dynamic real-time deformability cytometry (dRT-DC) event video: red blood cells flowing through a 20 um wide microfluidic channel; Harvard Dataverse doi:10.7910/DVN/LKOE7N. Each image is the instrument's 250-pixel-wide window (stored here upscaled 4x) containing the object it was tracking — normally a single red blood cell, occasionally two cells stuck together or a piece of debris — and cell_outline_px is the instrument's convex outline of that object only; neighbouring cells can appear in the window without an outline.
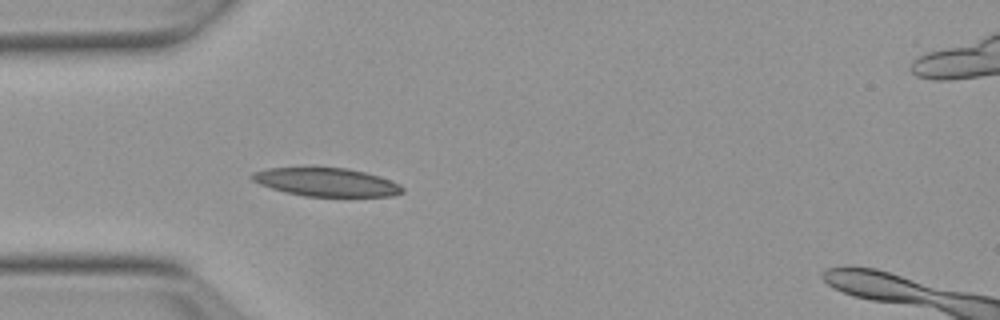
{"species": "Egyptian fruit bat (a non-hibernating species)", "species_latin": "Rousettus aegyptiacus", "temperature_condition": "warm", "stored_images_in_passage": 40, "segment_of_instrument_passage": [1, 2], "camera_frame_rate_fps": 3000, "um_per_image_px": 0.085, "animal": {"sex": "female"}, "frame": {"image": 1, "passage_image": 1, "time_ms": 0.0, "image_size_px": [1000, 320], "cell_outline_px": [[404, 192], [392, 196], [304, 196], [284, 192], [260, 184], [252, 180], [248, 176], [252, 172], [268, 168], [348, 168], [380, 176], [392, 180], [400, 184], [404, 188]], "centroid_in_image_um": [27.75, 15.48], "position_along_channel_um": 57.2, "area_um2": 24.85}}
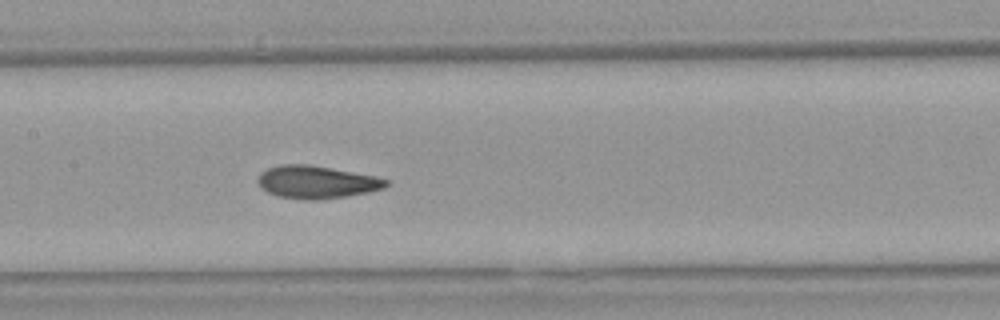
{"frame": {"image": 2, "passage_image": 11, "time_ms": 3.333, "image_size_px": [1000, 320], "cell_outline_px": [[388, 184], [384, 188], [368, 192], [344, 196], [316, 200], [304, 200], [280, 196], [268, 192], [260, 188], [256, 180], [260, 172], [268, 168], [280, 164], [308, 164], [372, 176], [388, 180]], "centroid_in_image_um": [26.83, 15.48], "position_along_channel_um": 180.6, "area_um2": 24.16}}
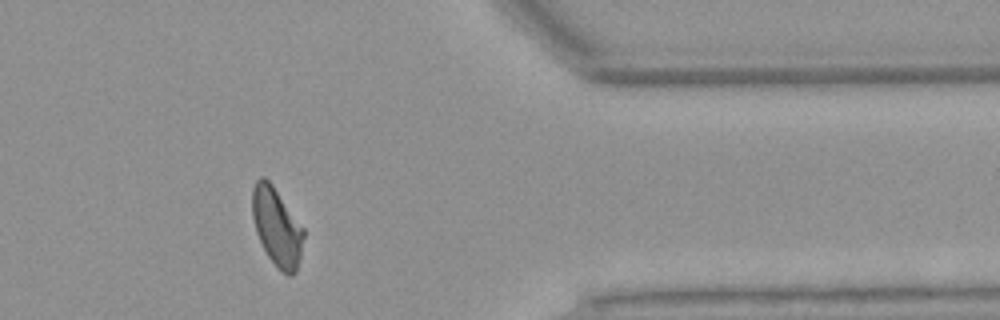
{"frame": {"image": 3, "passage_image": 29, "time_ms": 9.333, "image_size_px": [1000, 320], "cell_outline_px": [[304, 236], [300, 256], [296, 272], [292, 276], [288, 276], [268, 256], [256, 232], [252, 216], [252, 188], [256, 180], [260, 176], [264, 176], [272, 184], [304, 228]], "centroid_in_image_um": [23.52, 19.25], "position_along_channel_um": 387.9, "area_um2": 23.12}}